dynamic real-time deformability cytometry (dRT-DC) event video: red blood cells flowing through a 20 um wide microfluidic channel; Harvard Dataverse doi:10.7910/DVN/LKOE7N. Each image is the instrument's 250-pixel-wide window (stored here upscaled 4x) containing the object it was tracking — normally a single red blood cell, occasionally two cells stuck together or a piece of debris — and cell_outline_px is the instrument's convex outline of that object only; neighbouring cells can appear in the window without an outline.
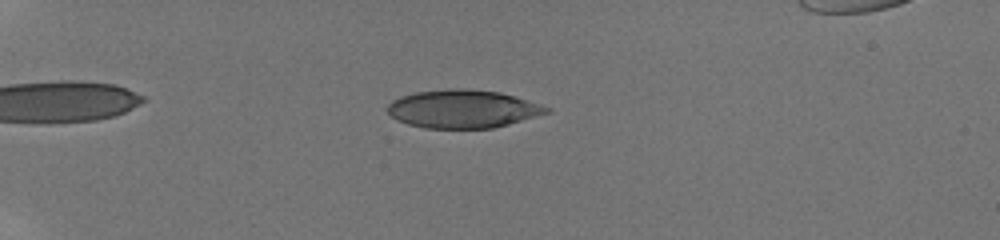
{"species": "human", "species_latin": "Homo sapiens", "temperature_condition": "room temperature", "stored_images_in_passage": 35, "camera_frame_rate_fps": 3000, "um_per_image_px": 0.085, "donor": {"sex": "male"}, "frame": {"image": 1, "passage_image": 10, "time_ms": 4.667, "image_size_px": [1000, 240], "cell_outline_px": [[552, 112], [508, 124], [492, 128], [424, 128], [408, 124], [396, 120], [384, 108], [392, 100], [400, 96], [416, 92], [448, 88], [464, 88], [500, 92], [528, 100], [552, 108]], "centroid_in_image_um": [39.33, 9.25], "position_along_channel_um": 45.7, "area_um2": 35.6}}
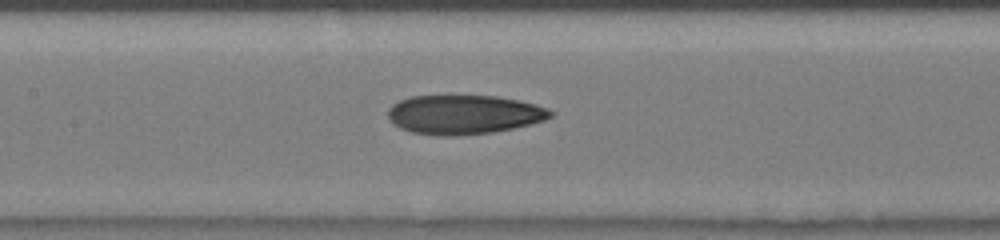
{"frame": {"image": 2, "passage_image": 19, "time_ms": 9.0, "image_size_px": [1000, 240], "cell_outline_px": [[556, 112], [552, 116], [544, 120], [532, 124], [492, 132], [456, 136], [436, 136], [412, 132], [400, 128], [392, 124], [388, 120], [388, 108], [392, 104], [408, 96], [496, 96], [520, 100], [536, 104], [548, 108]], "centroid_in_image_um": [39.42, 9.74], "position_along_channel_um": 168.0, "area_um2": 37.51}}
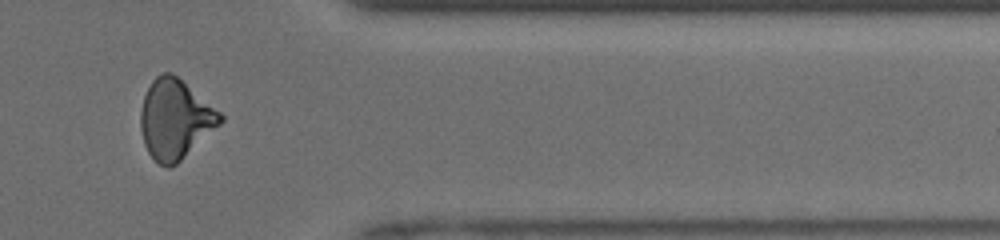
{"frame": {"image": 3, "passage_image": 32, "time_ms": 14.667, "image_size_px": [1000, 240], "cell_outline_px": [[224, 120], [220, 124], [176, 164], [168, 168], [160, 164], [148, 152], [144, 144], [140, 128], [140, 108], [144, 96], [152, 80], [156, 76], [164, 72], [172, 72], [220, 112], [224, 116]], "centroid_in_image_um": [14.86, 10.12], "position_along_channel_um": 396.5, "area_um2": 36.47}, "authors_computed_cell_mechanics": {"area_um2": 36.2984, "velocity_mm_per_s": 4.1806, "shape_relaxation_time_tau1_ms": 9.0421, "shape_relaxation_time_tau2_ms": 2.3422, "deformation_change_tau1": 0.224, "deformation_change_tau2": 0.0925}}